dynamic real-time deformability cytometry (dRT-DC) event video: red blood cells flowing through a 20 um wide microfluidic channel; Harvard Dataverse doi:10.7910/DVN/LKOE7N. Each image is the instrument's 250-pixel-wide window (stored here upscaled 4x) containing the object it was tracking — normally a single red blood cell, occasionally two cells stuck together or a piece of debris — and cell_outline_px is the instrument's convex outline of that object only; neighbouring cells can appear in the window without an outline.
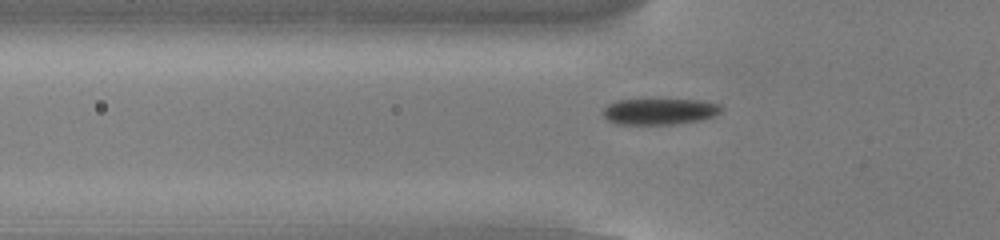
{"species": "common noctule bat (a hibernating species)", "species_latin": "Nyctalus noctula", "temperature_condition": "cold", "stored_images_in_passage": 38, "camera_frame_rate_fps": 3000, "um_per_image_px": 0.085, "animal": {"sex": "male", "body_mass_g": 13.0, "forearm_length_mm": 53.1}, "frame": {"image": 1, "passage_image": 2, "time_ms": 0.333, "image_size_px": [1000, 240], "cell_outline_px": [[720, 112], [712, 116], [700, 120], [672, 124], [616, 124], [608, 120], [604, 116], [604, 108], [608, 104], [616, 100], [700, 100], [720, 104]], "centroid_in_image_um": [56.03, 9.47], "position_along_channel_um": 69.8, "area_um2": 17.74}}
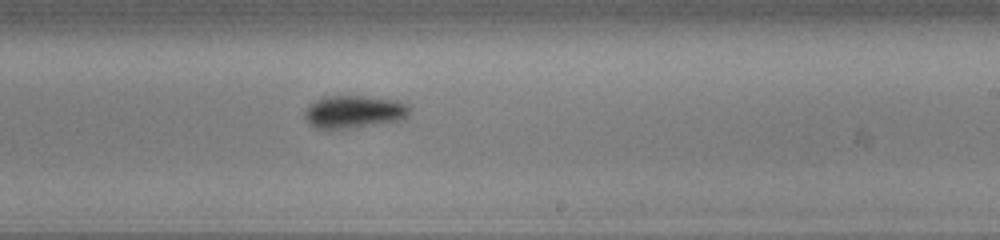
{"frame": {"image": 2, "passage_image": 17, "time_ms": 5.333, "image_size_px": [1000, 240], "cell_outline_px": [[412, 108], [400, 120], [348, 128], [316, 128], [308, 124], [304, 120], [304, 112], [316, 100], [324, 96], [360, 96], [400, 100], [408, 104]], "centroid_in_image_um": [30.08, 9.49], "position_along_channel_um": 258.9, "area_um2": 19.77}}
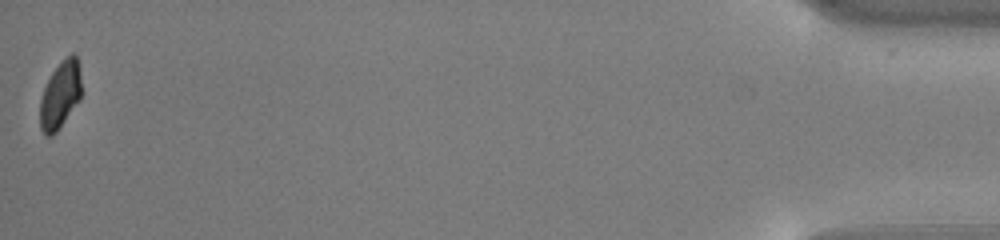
{"frame": {"image": 3, "passage_image": 38, "time_ms": 12.333, "image_size_px": [1000, 240], "cell_outline_px": [[80, 100], [56, 132], [52, 136], [48, 136], [40, 128], [40, 100], [44, 88], [52, 72], [72, 52], [76, 52], [80, 72]], "centroid_in_image_um": [5.12, 8.08], "position_along_channel_um": 430.1, "area_um2": 15.95}, "authors_computed_cell_mechanics": {"area_um2": 18.9006, "velocity_mm_per_s": 3.7965, "shape_relaxation_time_tau1_ms": 2.0748, "shape_relaxation_time_tau2_ms": null, "deformation_change_tau1": 0.0818, "deformation_change_tau2": null}}